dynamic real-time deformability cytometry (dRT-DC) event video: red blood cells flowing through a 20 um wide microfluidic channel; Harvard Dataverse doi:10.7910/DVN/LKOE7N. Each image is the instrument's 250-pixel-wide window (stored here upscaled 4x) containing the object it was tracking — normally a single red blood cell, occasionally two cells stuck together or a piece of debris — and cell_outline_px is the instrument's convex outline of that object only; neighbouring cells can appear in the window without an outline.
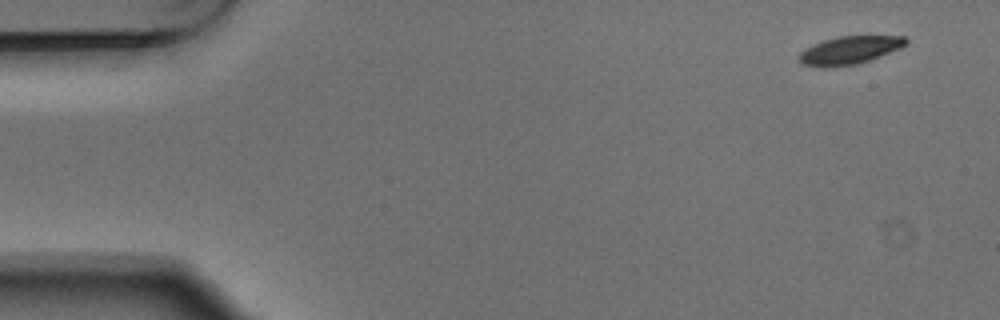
{"species": "Egyptian fruit bat (a non-hibernating species)", "species_latin": "Rousettus aegyptiacus", "temperature_condition": "warm", "stored_images_in_passage": 2, "camera_frame_rate_fps": 3000, "um_per_image_px": 0.085, "animal": {"sex": "male"}, "frame": {"image": 1, "passage_image": 1, "time_ms": 0.0, "image_size_px": [1000, 320], "cell_outline_px": [[908, 44], [900, 48], [880, 56], [856, 64], [832, 68], [824, 68], [800, 64], [800, 52], [812, 44], [824, 40], [840, 36], [908, 36]], "centroid_in_image_um": [72.21, 4.27], "position_along_channel_um": 12.8, "area_um2": 17.51}}